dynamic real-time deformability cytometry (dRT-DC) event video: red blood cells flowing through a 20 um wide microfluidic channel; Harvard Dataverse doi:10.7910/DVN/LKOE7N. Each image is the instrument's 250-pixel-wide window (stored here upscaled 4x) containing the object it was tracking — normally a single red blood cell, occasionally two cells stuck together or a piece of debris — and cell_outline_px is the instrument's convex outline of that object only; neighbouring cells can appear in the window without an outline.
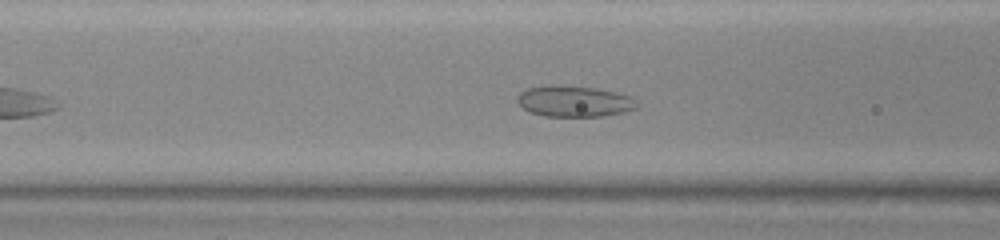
{"species": "common noctule bat (a hibernating species)", "species_latin": "Nyctalus noctula", "temperature_condition": "warm", "stored_images_in_passage": 36, "camera_frame_rate_fps": 3000, "um_per_image_px": 0.085, "animal": {"sex": "female", "body_mass_g": 23.0, "forearm_length_mm": 53.4}, "frame": {"image": 1, "passage_image": 12, "time_ms": 3.667, "image_size_px": [1000, 240], "cell_outline_px": [[640, 104], [636, 108], [624, 112], [604, 116], [544, 116], [532, 112], [524, 108], [516, 100], [516, 96], [520, 92], [528, 88], [596, 88], [628, 96]], "centroid_in_image_um": [48.84, 8.66], "position_along_channel_um": 117.8, "area_um2": 20.52}}
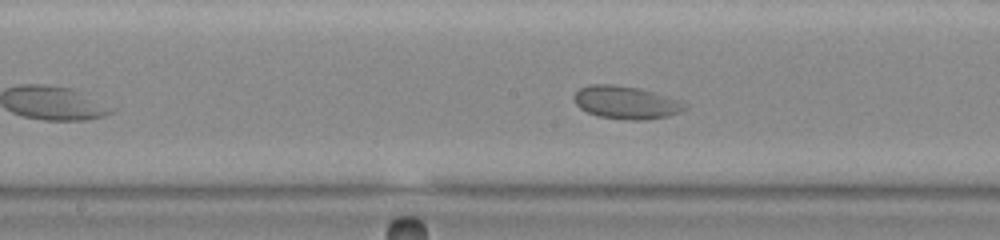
{"frame": {"image": 2, "passage_image": 18, "time_ms": 5.667, "image_size_px": [1000, 240], "cell_outline_px": [[688, 108], [680, 112], [668, 116], [644, 120], [632, 120], [600, 116], [588, 112], [580, 108], [576, 104], [572, 96], [580, 88], [592, 84], [612, 84], [640, 88], [680, 100], [688, 104]], "centroid_in_image_um": [53.24, 8.7], "position_along_channel_um": 195.0, "area_um2": 21.21}}
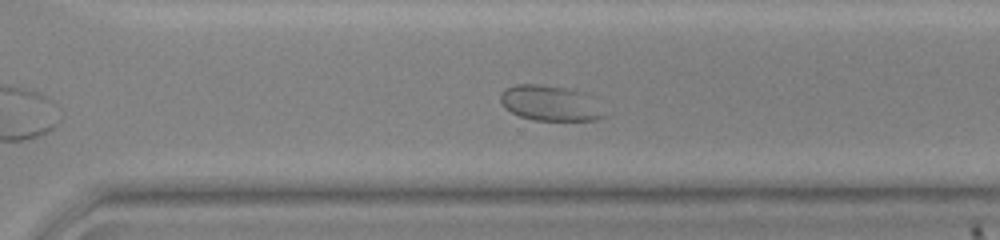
{"frame": {"image": 3, "passage_image": 28, "time_ms": 9.0, "image_size_px": [1000, 240], "cell_outline_px": [[612, 112], [608, 116], [596, 120], [532, 120], [520, 116], [504, 108], [500, 100], [500, 92], [504, 88], [516, 84], [536, 84], [564, 88], [576, 92]], "centroid_in_image_um": [46.75, 8.8], "position_along_channel_um": 323.9, "area_um2": 21.27}}